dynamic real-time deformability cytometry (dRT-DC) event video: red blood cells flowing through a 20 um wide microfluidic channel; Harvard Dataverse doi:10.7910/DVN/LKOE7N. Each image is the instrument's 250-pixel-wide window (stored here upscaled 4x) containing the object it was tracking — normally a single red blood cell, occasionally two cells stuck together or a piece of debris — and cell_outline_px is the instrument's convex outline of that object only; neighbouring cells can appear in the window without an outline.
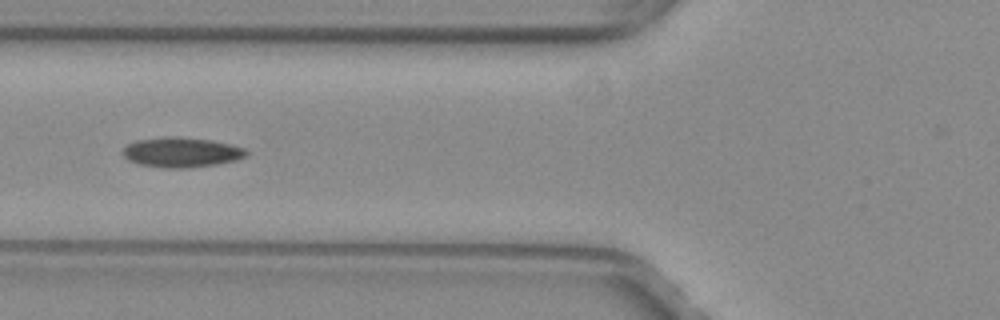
{"species": "common noctule bat (a hibernating species)", "species_latin": "Nyctalus noctula", "temperature_condition": "warm", "stored_images_in_passage": 37, "camera_frame_rate_fps": 3000, "um_per_image_px": 0.085, "animal": {"sex": "female", "body_mass_g": 29.2, "forearm_length_mm": 56.3}, "frame": {"image": 1, "passage_image": 6, "time_ms": 1.667, "image_size_px": [1000, 320], "cell_outline_px": [[248, 156], [236, 160], [216, 164], [188, 168], [164, 168], [140, 164], [128, 160], [124, 156], [124, 148], [128, 144], [136, 140], [164, 136], [176, 136], [212, 140], [232, 144], [244, 148], [248, 152]], "centroid_in_image_um": [15.45, 12.94], "position_along_channel_um": 110.3, "area_um2": 21.68}}
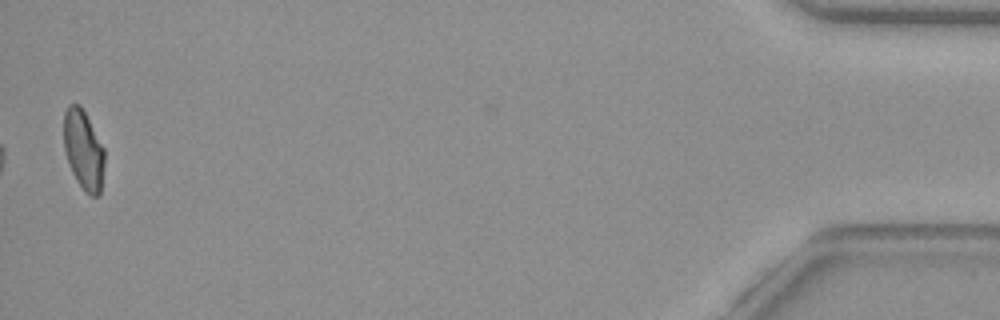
{"frame": {"image": 2, "passage_image": 37, "time_ms": 12.0, "image_size_px": [1000, 320], "cell_outline_px": [[104, 168], [100, 196], [92, 196], [84, 192], [76, 180], [72, 172], [64, 148], [64, 112], [68, 104], [80, 104], [104, 148]], "centroid_in_image_um": [7.1, 12.77], "position_along_channel_um": 428.1, "area_um2": 18.9}, "authors_computed_cell_mechanics": {"area_um2": 20.3456, "velocity_mm_per_s": 3.9916, "shape_relaxation_time_tau1_ms": null, "shape_relaxation_time_tau2_ms": 2.5798, "deformation_change_tau1": null, "deformation_change_tau2": 0.0676}}